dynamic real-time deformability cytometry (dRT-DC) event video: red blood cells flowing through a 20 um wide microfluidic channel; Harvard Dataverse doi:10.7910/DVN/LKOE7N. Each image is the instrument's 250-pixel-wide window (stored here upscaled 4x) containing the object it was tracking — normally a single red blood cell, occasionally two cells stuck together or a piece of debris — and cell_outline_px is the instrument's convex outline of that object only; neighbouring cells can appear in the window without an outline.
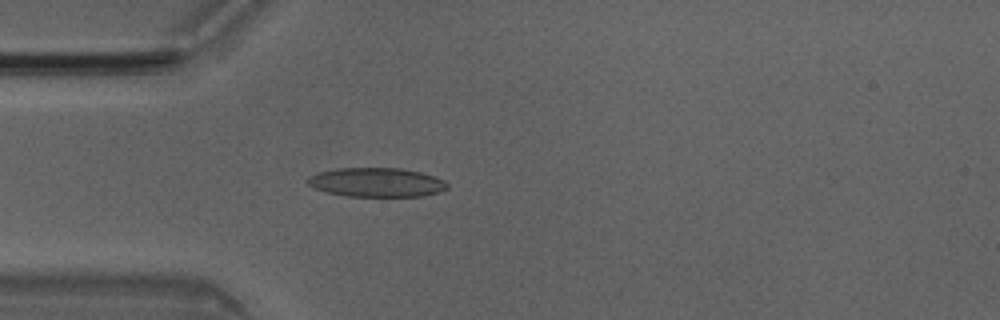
{"species": "Egyptian fruit bat (a non-hibernating species)", "species_latin": "Rousettus aegyptiacus", "temperature_condition": "room temperature", "stored_images_in_passage": 4, "camera_frame_rate_fps": 3000, "um_per_image_px": 0.085, "animal": {"sex": "male"}, "frame": {"image": 1, "passage_image": 4, "time_ms": 1.0, "image_size_px": [1000, 320], "cell_outline_px": [[448, 188], [440, 192], [424, 196], [344, 196], [312, 188], [304, 180], [308, 176], [320, 172], [336, 168], [400, 168], [420, 172], [444, 180], [448, 184]], "centroid_in_image_um": [31.98, 15.5], "position_along_channel_um": 53.0, "area_um2": 23.81}}